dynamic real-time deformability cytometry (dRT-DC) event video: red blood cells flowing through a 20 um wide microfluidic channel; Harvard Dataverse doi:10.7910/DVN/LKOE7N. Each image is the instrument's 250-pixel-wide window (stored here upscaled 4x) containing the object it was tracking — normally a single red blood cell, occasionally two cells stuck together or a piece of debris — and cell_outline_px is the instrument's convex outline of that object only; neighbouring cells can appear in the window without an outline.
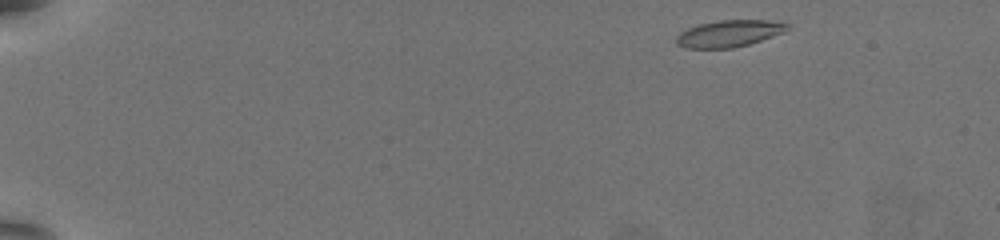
{"species": "common noctule bat (a hibernating species)", "species_latin": "Nyctalus noctula", "temperature_condition": "warm", "stored_images_in_passage": 50, "camera_frame_rate_fps": 3000, "um_per_image_px": 0.085, "animal": {"sex": "female", "body_mass_g": 19.5, "forearm_length_mm": 54.1}, "frame": {"image": 1, "passage_image": 1, "time_ms": 0.0, "image_size_px": [1000, 240], "cell_outline_px": [[788, 28], [784, 32], [748, 44], [732, 48], [684, 48], [676, 44], [676, 36], [680, 32], [688, 28], [700, 24], [720, 20], [768, 20], [788, 24]], "centroid_in_image_um": [61.93, 2.85], "position_along_channel_um": 23.1, "area_um2": 17.11}}
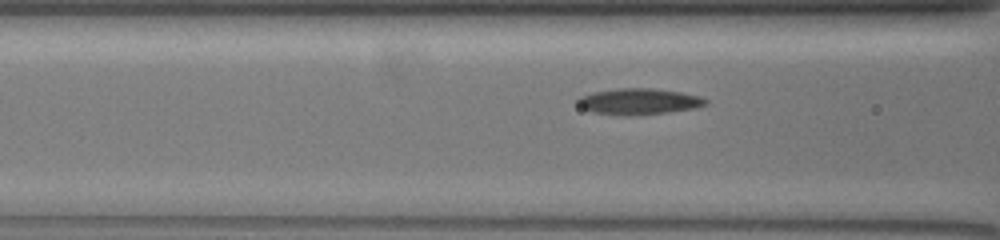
{"frame": {"image": 2, "passage_image": 19, "time_ms": 6.0, "image_size_px": [1000, 240], "cell_outline_px": [[708, 104], [692, 108], [664, 112], [592, 112], [584, 108], [576, 100], [580, 96], [592, 92], [616, 88], [652, 88], [680, 92], [700, 96], [708, 100]], "centroid_in_image_um": [54.34, 8.55], "position_along_channel_um": 112.3, "area_um2": 18.21}}
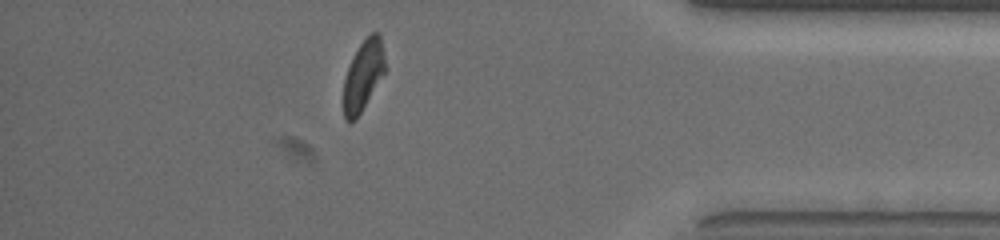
{"frame": {"image": 3, "passage_image": 44, "time_ms": 14.333, "image_size_px": [1000, 240], "cell_outline_px": [[388, 68], [356, 120], [344, 120], [344, 80], [348, 68], [360, 44], [372, 32], [376, 32], [380, 36]], "centroid_in_image_um": [30.92, 6.42], "position_along_channel_um": 404.3, "area_um2": 16.94}, "authors_computed_cell_mechanics": {"area_um2": 18.5249, "velocity_mm_per_s": 3.8116, "shape_relaxation_time_tau1_ms": 3.4092, "shape_relaxation_time_tau2_ms": 2.3065, "deformation_change_tau1": 0.1611, "deformation_change_tau2": 0.0805}}